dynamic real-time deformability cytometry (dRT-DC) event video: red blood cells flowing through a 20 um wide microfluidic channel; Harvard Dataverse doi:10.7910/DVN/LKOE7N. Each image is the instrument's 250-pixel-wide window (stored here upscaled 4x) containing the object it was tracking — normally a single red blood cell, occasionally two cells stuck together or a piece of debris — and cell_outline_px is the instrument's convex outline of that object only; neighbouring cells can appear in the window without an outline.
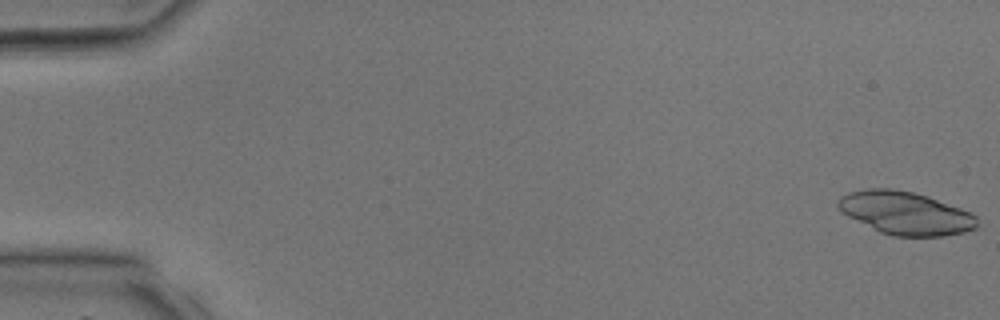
{"species": "common noctule bat (a hibernating species)", "species_latin": "Nyctalus noctula", "temperature_condition": "room temperature", "stored_images_in_passage": 12, "camera_frame_rate_fps": 3000, "um_per_image_px": 0.085, "animal": {"sex": "male", "body_mass_g": 17.9, "forearm_length_mm": 54.2}, "frame": {"image": 1, "passage_image": 1, "time_ms": 0.0, "image_size_px": [1000, 320], "cell_outline_px": [[976, 228], [964, 232], [940, 236], [892, 236], [880, 232], [840, 212], [836, 204], [836, 200], [840, 196], [848, 192], [868, 188], [892, 188], [912, 192], [928, 196], [960, 208], [976, 216]], "centroid_in_image_um": [76.9, 18.1], "position_along_channel_um": 8.1, "area_um2": 34.74}}